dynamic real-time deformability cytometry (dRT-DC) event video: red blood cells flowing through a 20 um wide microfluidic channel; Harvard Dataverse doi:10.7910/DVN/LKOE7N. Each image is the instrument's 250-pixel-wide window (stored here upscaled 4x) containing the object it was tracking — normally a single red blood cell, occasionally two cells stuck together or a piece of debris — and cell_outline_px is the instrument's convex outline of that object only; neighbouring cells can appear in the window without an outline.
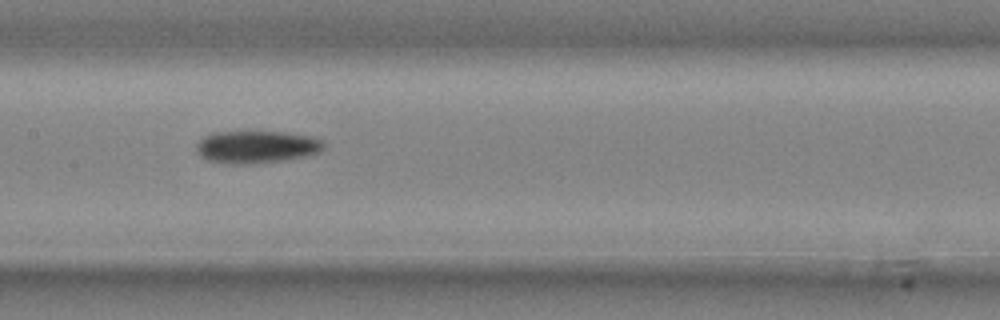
{"species": "common noctule bat (a hibernating species)", "species_latin": "Nyctalus noctula", "temperature_condition": "cold", "stored_images_in_passage": 10, "camera_frame_rate_fps": 3000, "um_per_image_px": 0.085, "animal": {"sex": "male", "body_mass_g": 20.4}, "frame": {"image": 1, "passage_image": 9, "time_ms": 2.667, "image_size_px": [1000, 320], "cell_outline_px": [[324, 148], [320, 152], [304, 156], [284, 160], [248, 164], [232, 164], [208, 160], [200, 156], [196, 148], [196, 144], [204, 136], [216, 132], [284, 132], [312, 136], [324, 140]], "centroid_in_image_um": [21.83, 12.48], "position_along_channel_um": 185.6, "area_um2": 24.04}}
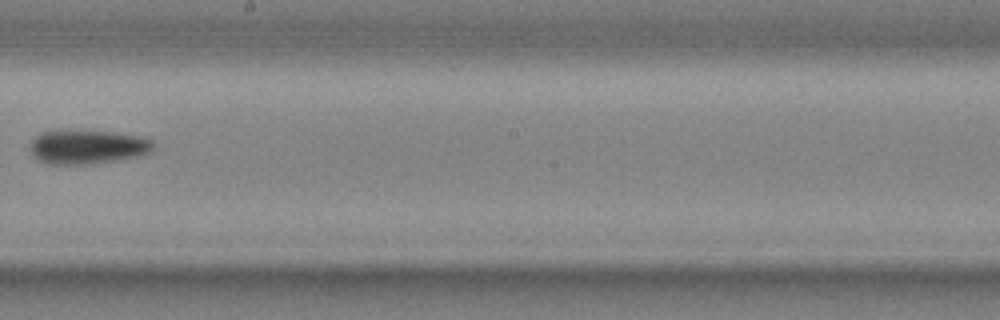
{"frame": {"image": 2, "passage_image": 10, "time_ms": 3.0, "image_size_px": [1000, 320], "cell_outline_px": [[152, 152], [136, 156], [116, 160], [92, 164], [48, 164], [36, 160], [32, 156], [32, 140], [40, 132], [112, 132], [140, 136], [152, 140]], "centroid_in_image_um": [7.43, 12.52], "position_along_channel_um": 240.8, "area_um2": 23.87}}